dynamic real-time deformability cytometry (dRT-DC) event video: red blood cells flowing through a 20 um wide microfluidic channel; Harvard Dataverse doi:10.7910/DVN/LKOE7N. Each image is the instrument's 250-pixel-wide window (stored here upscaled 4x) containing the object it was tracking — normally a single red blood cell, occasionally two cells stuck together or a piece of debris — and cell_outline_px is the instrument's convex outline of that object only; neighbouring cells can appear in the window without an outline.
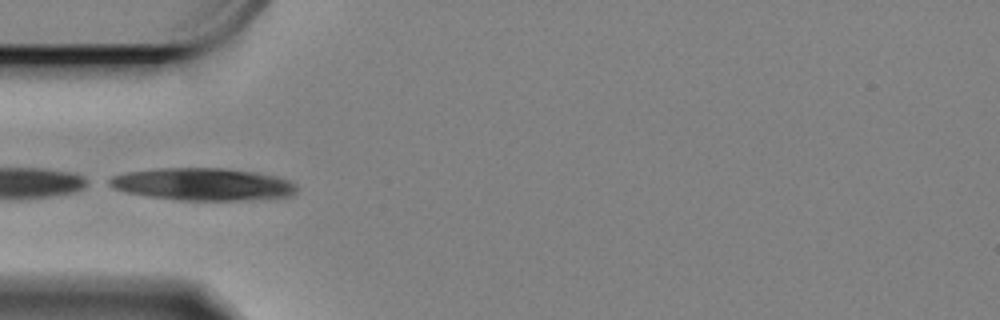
{"species": "Egyptian fruit bat (a non-hibernating species)", "species_latin": "Rousettus aegyptiacus", "temperature_condition": "cold", "stored_images_in_passage": 15, "camera_frame_rate_fps": 3000, "um_per_image_px": 0.085, "animal": {"sex": "female"}, "frame": {"image": 1, "passage_image": 1, "time_ms": 0.0, "image_size_px": [1000, 320], "cell_outline_px": [[296, 192], [288, 196], [256, 200], [180, 200], [148, 196], [128, 192], [116, 188], [108, 184], [104, 180], [112, 176], [128, 172], [152, 168], [224, 168], [256, 172], [276, 176], [288, 180], [296, 184]], "centroid_in_image_um": [17.24, 15.65], "position_along_channel_um": 67.8, "area_um2": 35.43}}